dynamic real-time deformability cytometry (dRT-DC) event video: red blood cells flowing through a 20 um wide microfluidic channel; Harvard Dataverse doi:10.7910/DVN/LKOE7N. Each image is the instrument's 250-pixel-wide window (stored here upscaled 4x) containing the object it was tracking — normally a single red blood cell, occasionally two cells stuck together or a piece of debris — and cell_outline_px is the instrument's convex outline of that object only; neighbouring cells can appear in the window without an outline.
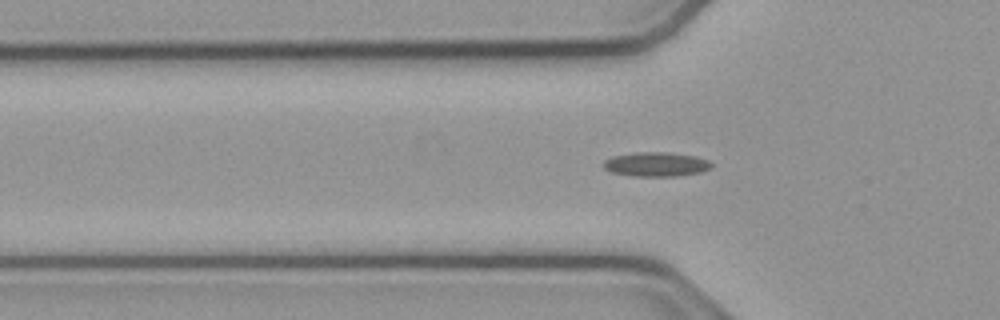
{"species": "common noctule bat (a hibernating species)", "species_latin": "Nyctalus noctula", "temperature_condition": "cold", "stored_images_in_passage": 39, "camera_frame_rate_fps": 3000, "um_per_image_px": 0.085, "animal": {"sex": "male", "body_mass_g": 23.1, "forearm_length_mm": 52.7}, "frame": {"image": 1, "passage_image": 2, "time_ms": 0.333, "image_size_px": [1000, 320], "cell_outline_px": [[712, 168], [700, 172], [676, 176], [632, 176], [612, 172], [604, 168], [604, 160], [612, 156], [636, 152], [664, 152], [696, 156], [708, 160], [712, 164]], "centroid_in_image_um": [55.77, 13.96], "position_along_channel_um": 70.0, "area_um2": 15.26}}
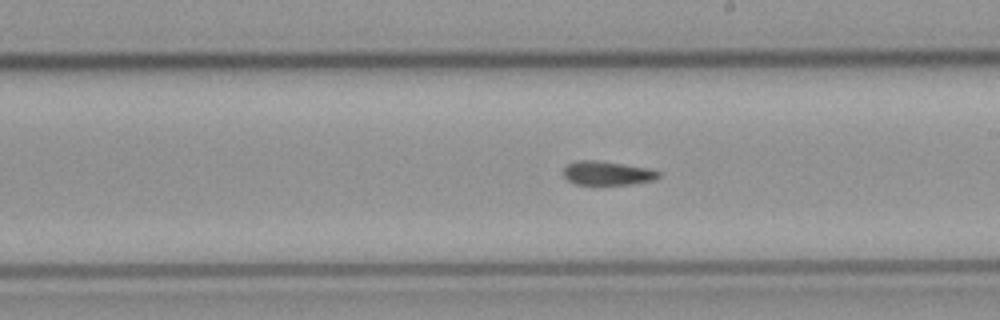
{"frame": {"image": 2, "passage_image": 15, "time_ms": 4.667, "image_size_px": [1000, 320], "cell_outline_px": [[660, 176], [652, 180], [632, 184], [576, 184], [568, 180], [564, 176], [564, 168], [568, 164], [576, 160], [596, 160], [624, 164], [648, 168], [660, 172]], "centroid_in_image_um": [51.61, 14.71], "position_along_channel_um": 237.4, "area_um2": 13.12}}
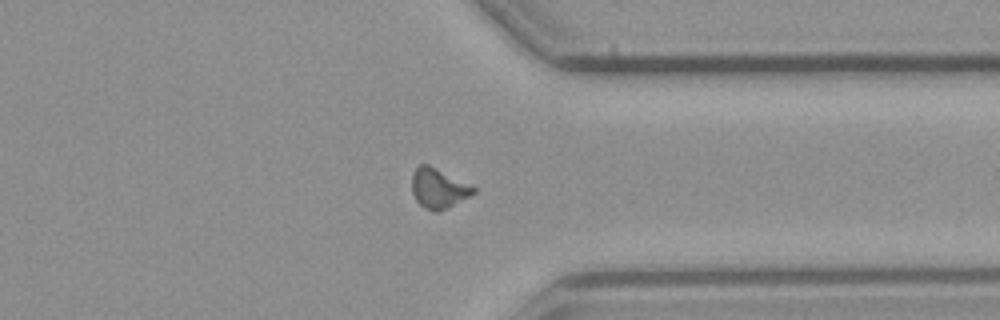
{"frame": {"image": 3, "passage_image": 26, "time_ms": 8.333, "image_size_px": [1000, 320], "cell_outline_px": [[476, 192], [448, 208], [436, 212], [432, 212], [424, 208], [416, 200], [412, 192], [412, 172], [420, 164], [428, 164], [476, 188]], "centroid_in_image_um": [37.24, 16.02], "position_along_channel_um": 374.2, "area_um2": 14.16}, "authors_computed_cell_mechanics": {"area_um2": 13.6408, "velocity_mm_per_s": 3.8324, "shape_relaxation_time_tau1_ms": null, "shape_relaxation_time_tau2_ms": 5.3032, "deformation_change_tau1": null, "deformation_change_tau2": 0.1269}}